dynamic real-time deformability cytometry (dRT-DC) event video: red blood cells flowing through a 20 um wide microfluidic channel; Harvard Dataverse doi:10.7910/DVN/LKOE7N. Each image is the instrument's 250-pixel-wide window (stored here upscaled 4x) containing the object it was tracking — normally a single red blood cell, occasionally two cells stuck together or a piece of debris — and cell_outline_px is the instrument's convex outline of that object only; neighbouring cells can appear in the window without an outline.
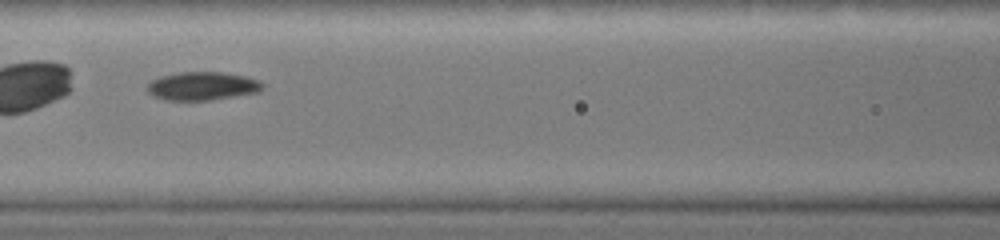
{"species": "common noctule bat (a hibernating species)", "species_latin": "Nyctalus noctula", "temperature_condition": "warm", "stored_images_in_passage": 4, "camera_frame_rate_fps": 3000, "um_per_image_px": 0.085, "animal": {"sex": "female", "body_mass_g": 19.0, "forearm_length_mm": 51.5}, "frame": {"image": 1, "passage_image": 4, "time_ms": 2.0, "image_size_px": [1000, 240], "cell_outline_px": [[264, 88], [260, 92], [236, 96], [208, 100], [164, 100], [148, 92], [148, 84], [152, 80], [160, 76], [180, 72], [224, 72], [244, 76], [260, 80], [264, 84]], "centroid_in_image_um": [17.25, 7.31], "position_along_channel_um": 149.3, "area_um2": 19.07}}